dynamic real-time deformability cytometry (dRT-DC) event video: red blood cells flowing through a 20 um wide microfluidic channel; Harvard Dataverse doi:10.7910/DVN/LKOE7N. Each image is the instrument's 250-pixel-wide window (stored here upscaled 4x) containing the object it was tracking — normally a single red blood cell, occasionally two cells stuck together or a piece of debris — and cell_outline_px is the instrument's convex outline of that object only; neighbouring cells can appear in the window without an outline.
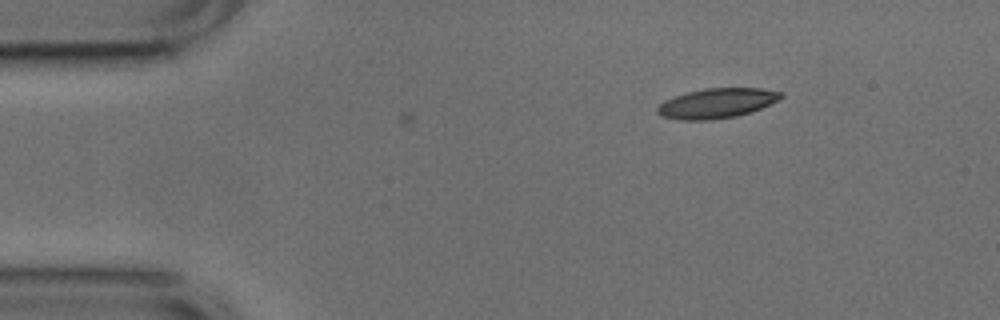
{"species": "common noctule bat (a hibernating species)", "species_latin": "Nyctalus noctula", "temperature_condition": "cold", "stored_images_in_passage": 3, "camera_frame_rate_fps": 3000, "um_per_image_px": 0.085, "animal": {"sex": "male", "body_mass_g": 17.9, "forearm_length_mm": 54.2}, "frame": {"image": 1, "passage_image": 1, "time_ms": 0.0, "image_size_px": [1000, 320], "cell_outline_px": [[784, 96], [780, 100], [760, 108], [736, 116], [712, 120], [680, 120], [664, 116], [656, 112], [656, 108], [664, 100], [688, 92], [704, 88], [760, 88], [784, 92]], "centroid_in_image_um": [60.95, 8.77], "position_along_channel_um": 24.0, "area_um2": 21.44}}